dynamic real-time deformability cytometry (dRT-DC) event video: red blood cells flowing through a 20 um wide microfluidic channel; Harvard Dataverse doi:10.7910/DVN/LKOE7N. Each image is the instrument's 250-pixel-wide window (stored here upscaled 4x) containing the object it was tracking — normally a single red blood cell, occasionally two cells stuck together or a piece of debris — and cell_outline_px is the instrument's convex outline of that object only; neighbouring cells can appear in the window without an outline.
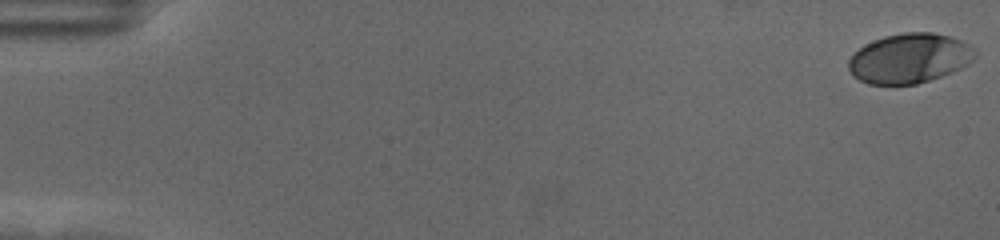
{"species": "human", "species_latin": "Homo sapiens", "temperature_condition": "cold", "stored_images_in_passage": 56, "camera_frame_rate_fps": 3000, "um_per_image_px": 0.085, "donor": {"sex": "female"}, "frame": {"image": 1, "passage_image": 1, "time_ms": 0.0, "image_size_px": [1000, 240], "cell_outline_px": [[976, 56], [968, 64], [960, 68], [940, 76], [916, 84], [868, 84], [860, 80], [848, 68], [848, 60], [864, 44], [884, 36], [904, 32], [932, 32], [948, 36], [960, 40], [968, 44], [976, 52]], "centroid_in_image_um": [77.3, 4.94], "position_along_channel_um": 7.7, "area_um2": 36.24}}
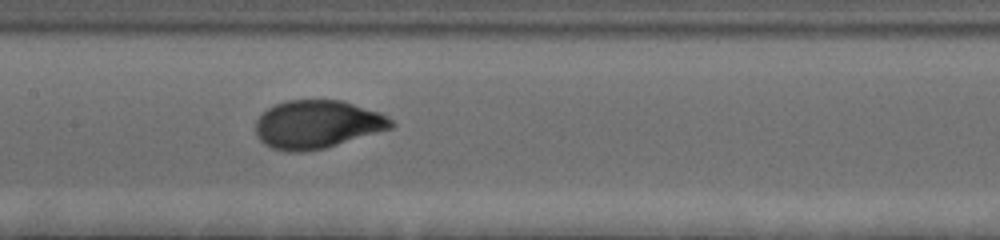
{"frame": {"image": 2, "passage_image": 30, "time_ms": 9.667, "image_size_px": [1000, 240], "cell_outline_px": [[396, 124], [392, 128], [324, 148], [304, 152], [288, 152], [272, 148], [264, 144], [256, 136], [256, 120], [268, 108], [276, 104], [288, 100], [340, 100], [380, 112], [388, 116]], "centroid_in_image_um": [26.96, 10.58], "position_along_channel_um": 180.4, "area_um2": 37.97}}
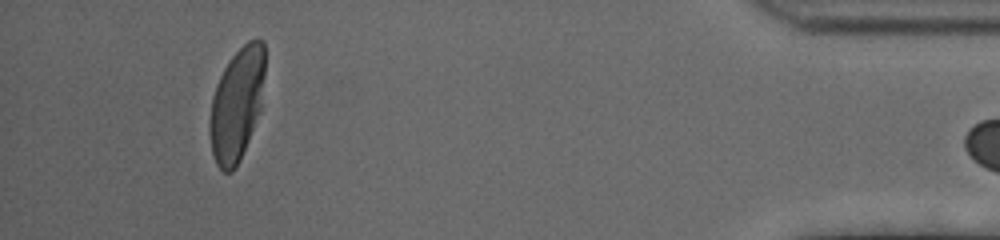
{"frame": {"image": 3, "passage_image": 55, "time_ms": 18.0, "image_size_px": [1000, 240], "cell_outline_px": [[264, 76], [260, 112], [240, 160], [232, 172], [224, 172], [216, 164], [212, 152], [208, 132], [208, 124], [212, 96], [216, 84], [228, 60], [248, 40], [264, 40]], "centroid_in_image_um": [20.11, 8.88], "position_along_channel_um": 415.1, "area_um2": 36.41}}